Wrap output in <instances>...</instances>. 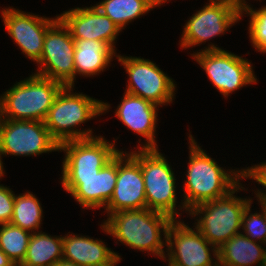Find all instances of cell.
Masks as SVG:
<instances>
[{"instance_id": "1f68e13d", "label": "cell", "mask_w": 266, "mask_h": 266, "mask_svg": "<svg viewBox=\"0 0 266 266\" xmlns=\"http://www.w3.org/2000/svg\"><path fill=\"white\" fill-rule=\"evenodd\" d=\"M153 3H154V6L155 8L159 9V8H162V6L164 5L165 6V3L166 5L169 4L170 2L173 3L171 0H152ZM176 1V0H175Z\"/></svg>"}, {"instance_id": "2e32d148", "label": "cell", "mask_w": 266, "mask_h": 266, "mask_svg": "<svg viewBox=\"0 0 266 266\" xmlns=\"http://www.w3.org/2000/svg\"><path fill=\"white\" fill-rule=\"evenodd\" d=\"M61 188L83 210H102L110 201L117 181V155L95 175L60 176Z\"/></svg>"}, {"instance_id": "277c9868", "label": "cell", "mask_w": 266, "mask_h": 266, "mask_svg": "<svg viewBox=\"0 0 266 266\" xmlns=\"http://www.w3.org/2000/svg\"><path fill=\"white\" fill-rule=\"evenodd\" d=\"M75 88V86H64L61 89L44 120L50 135L59 145L66 141L101 135L93 131V126L92 128L84 126L98 118L99 123L101 122L102 100L76 91Z\"/></svg>"}, {"instance_id": "e0dca14e", "label": "cell", "mask_w": 266, "mask_h": 266, "mask_svg": "<svg viewBox=\"0 0 266 266\" xmlns=\"http://www.w3.org/2000/svg\"><path fill=\"white\" fill-rule=\"evenodd\" d=\"M145 208L147 201L140 163L128 151H120L117 154L116 185L106 208L101 211L104 216L101 221L116 211Z\"/></svg>"}, {"instance_id": "9c48e42d", "label": "cell", "mask_w": 266, "mask_h": 266, "mask_svg": "<svg viewBox=\"0 0 266 266\" xmlns=\"http://www.w3.org/2000/svg\"><path fill=\"white\" fill-rule=\"evenodd\" d=\"M243 55L224 48L197 52L189 58L199 65L202 72L205 71L210 84L222 95V99H228L235 91L259 83L255 65L246 58V54Z\"/></svg>"}, {"instance_id": "52a82bcc", "label": "cell", "mask_w": 266, "mask_h": 266, "mask_svg": "<svg viewBox=\"0 0 266 266\" xmlns=\"http://www.w3.org/2000/svg\"><path fill=\"white\" fill-rule=\"evenodd\" d=\"M33 71L0 94V118L44 122L64 85Z\"/></svg>"}, {"instance_id": "d4e9b609", "label": "cell", "mask_w": 266, "mask_h": 266, "mask_svg": "<svg viewBox=\"0 0 266 266\" xmlns=\"http://www.w3.org/2000/svg\"><path fill=\"white\" fill-rule=\"evenodd\" d=\"M32 233L10 223L0 225V249L15 263L24 260Z\"/></svg>"}, {"instance_id": "7402d4cb", "label": "cell", "mask_w": 266, "mask_h": 266, "mask_svg": "<svg viewBox=\"0 0 266 266\" xmlns=\"http://www.w3.org/2000/svg\"><path fill=\"white\" fill-rule=\"evenodd\" d=\"M63 259L62 234L50 235L46 231L32 233L27 253L21 266H54Z\"/></svg>"}, {"instance_id": "4316f807", "label": "cell", "mask_w": 266, "mask_h": 266, "mask_svg": "<svg viewBox=\"0 0 266 266\" xmlns=\"http://www.w3.org/2000/svg\"><path fill=\"white\" fill-rule=\"evenodd\" d=\"M253 202L251 201L245 208L242 215L241 233L249 237L251 240L266 245V209L265 202L256 201L254 208ZM253 210V211H252Z\"/></svg>"}, {"instance_id": "7c38bea8", "label": "cell", "mask_w": 266, "mask_h": 266, "mask_svg": "<svg viewBox=\"0 0 266 266\" xmlns=\"http://www.w3.org/2000/svg\"><path fill=\"white\" fill-rule=\"evenodd\" d=\"M183 220H173L168 227L164 266H219L218 249Z\"/></svg>"}, {"instance_id": "44dd1931", "label": "cell", "mask_w": 266, "mask_h": 266, "mask_svg": "<svg viewBox=\"0 0 266 266\" xmlns=\"http://www.w3.org/2000/svg\"><path fill=\"white\" fill-rule=\"evenodd\" d=\"M266 245L239 233L218 248L219 266H263Z\"/></svg>"}, {"instance_id": "603a6c76", "label": "cell", "mask_w": 266, "mask_h": 266, "mask_svg": "<svg viewBox=\"0 0 266 266\" xmlns=\"http://www.w3.org/2000/svg\"><path fill=\"white\" fill-rule=\"evenodd\" d=\"M95 5L123 30L156 8L152 0H101Z\"/></svg>"}, {"instance_id": "d6986e66", "label": "cell", "mask_w": 266, "mask_h": 266, "mask_svg": "<svg viewBox=\"0 0 266 266\" xmlns=\"http://www.w3.org/2000/svg\"><path fill=\"white\" fill-rule=\"evenodd\" d=\"M65 233H62L63 259L67 261L79 266H117L123 261L118 252L108 247L106 240L82 233Z\"/></svg>"}, {"instance_id": "f546056e", "label": "cell", "mask_w": 266, "mask_h": 266, "mask_svg": "<svg viewBox=\"0 0 266 266\" xmlns=\"http://www.w3.org/2000/svg\"><path fill=\"white\" fill-rule=\"evenodd\" d=\"M230 1L235 5V7L239 11H241L242 9H246L249 6H251L252 3H255L253 1H256V3L259 2L260 5H261L262 2L264 3L263 0H252V3H251V0H230Z\"/></svg>"}, {"instance_id": "f1b7e54d", "label": "cell", "mask_w": 266, "mask_h": 266, "mask_svg": "<svg viewBox=\"0 0 266 266\" xmlns=\"http://www.w3.org/2000/svg\"><path fill=\"white\" fill-rule=\"evenodd\" d=\"M12 189L3 183L0 184V225L10 223L13 216L16 191Z\"/></svg>"}, {"instance_id": "d6a6232c", "label": "cell", "mask_w": 266, "mask_h": 266, "mask_svg": "<svg viewBox=\"0 0 266 266\" xmlns=\"http://www.w3.org/2000/svg\"><path fill=\"white\" fill-rule=\"evenodd\" d=\"M54 266H79L74 262L71 261H67L65 259H61L60 261H58Z\"/></svg>"}, {"instance_id": "5bb4252c", "label": "cell", "mask_w": 266, "mask_h": 266, "mask_svg": "<svg viewBox=\"0 0 266 266\" xmlns=\"http://www.w3.org/2000/svg\"><path fill=\"white\" fill-rule=\"evenodd\" d=\"M75 42L67 26L58 18L45 35L43 52L33 73L62 83L76 86L74 67Z\"/></svg>"}, {"instance_id": "cb8c5ba5", "label": "cell", "mask_w": 266, "mask_h": 266, "mask_svg": "<svg viewBox=\"0 0 266 266\" xmlns=\"http://www.w3.org/2000/svg\"><path fill=\"white\" fill-rule=\"evenodd\" d=\"M43 207L39 197L30 189H26L23 193H16L10 224L31 233L41 231L45 213Z\"/></svg>"}, {"instance_id": "8992f818", "label": "cell", "mask_w": 266, "mask_h": 266, "mask_svg": "<svg viewBox=\"0 0 266 266\" xmlns=\"http://www.w3.org/2000/svg\"><path fill=\"white\" fill-rule=\"evenodd\" d=\"M195 10L182 25L183 31L178 41L181 51L189 52L190 49L203 45L199 50L187 52L188 57H191L197 52L223 50V47H219L213 40L223 37L228 31L230 33V29L236 24L240 25V11L230 0H207Z\"/></svg>"}, {"instance_id": "9a60e30c", "label": "cell", "mask_w": 266, "mask_h": 266, "mask_svg": "<svg viewBox=\"0 0 266 266\" xmlns=\"http://www.w3.org/2000/svg\"><path fill=\"white\" fill-rule=\"evenodd\" d=\"M123 96V97H122ZM121 100L117 106H111L110 102L102 101V116L113 111L114 117L118 119L121 124L137 135L138 141L135 148L131 149H157L159 143L157 141V128L159 118V109L161 107L144 100L141 97L131 95L124 92ZM115 107V108H114ZM112 108H114L112 110ZM111 109V110H110ZM144 138V139H140Z\"/></svg>"}, {"instance_id": "ac0fdd59", "label": "cell", "mask_w": 266, "mask_h": 266, "mask_svg": "<svg viewBox=\"0 0 266 266\" xmlns=\"http://www.w3.org/2000/svg\"><path fill=\"white\" fill-rule=\"evenodd\" d=\"M58 17L67 26L73 39L103 41L119 53L116 44L122 31L95 4L75 6L62 11Z\"/></svg>"}, {"instance_id": "6da1fadb", "label": "cell", "mask_w": 266, "mask_h": 266, "mask_svg": "<svg viewBox=\"0 0 266 266\" xmlns=\"http://www.w3.org/2000/svg\"><path fill=\"white\" fill-rule=\"evenodd\" d=\"M188 127L189 132L186 133L188 160L184 163L187 167L183 169L185 171L183 174L179 173L181 178L183 177L180 182L181 196L189 211L198 204L225 196L242 181V176L241 167H224L217 162L216 158L198 142L197 136L190 131V126Z\"/></svg>"}, {"instance_id": "30bf717a", "label": "cell", "mask_w": 266, "mask_h": 266, "mask_svg": "<svg viewBox=\"0 0 266 266\" xmlns=\"http://www.w3.org/2000/svg\"><path fill=\"white\" fill-rule=\"evenodd\" d=\"M59 152V144L52 138L43 121L0 118V159L4 157H38Z\"/></svg>"}, {"instance_id": "ffe728a7", "label": "cell", "mask_w": 266, "mask_h": 266, "mask_svg": "<svg viewBox=\"0 0 266 266\" xmlns=\"http://www.w3.org/2000/svg\"><path fill=\"white\" fill-rule=\"evenodd\" d=\"M75 83L79 77L94 78L109 70L114 64L116 53L106 42L74 39ZM113 65H112V63ZM79 76V77H78ZM77 78V79H76Z\"/></svg>"}, {"instance_id": "83f0119b", "label": "cell", "mask_w": 266, "mask_h": 266, "mask_svg": "<svg viewBox=\"0 0 266 266\" xmlns=\"http://www.w3.org/2000/svg\"><path fill=\"white\" fill-rule=\"evenodd\" d=\"M241 176L243 182L244 180H248V182L250 181L248 184L250 186L252 183H256V186H253L254 188H249L248 190L252 192L251 196L253 200L266 202V160L263 162H258L257 164L253 163L251 166L248 165V167L246 165L244 167L241 166Z\"/></svg>"}, {"instance_id": "ba28073f", "label": "cell", "mask_w": 266, "mask_h": 266, "mask_svg": "<svg viewBox=\"0 0 266 266\" xmlns=\"http://www.w3.org/2000/svg\"><path fill=\"white\" fill-rule=\"evenodd\" d=\"M120 53L119 51L115 61L127 74L124 92L141 97L161 108L175 103L179 87L174 78L153 60Z\"/></svg>"}, {"instance_id": "5b68a950", "label": "cell", "mask_w": 266, "mask_h": 266, "mask_svg": "<svg viewBox=\"0 0 266 266\" xmlns=\"http://www.w3.org/2000/svg\"><path fill=\"white\" fill-rule=\"evenodd\" d=\"M246 185L241 181L225 196L198 204L185 216L192 220L191 224L217 249L234 235L241 233L243 212L253 201L250 195L245 197L241 194L242 191L246 195L250 194Z\"/></svg>"}, {"instance_id": "4dcf8cb0", "label": "cell", "mask_w": 266, "mask_h": 266, "mask_svg": "<svg viewBox=\"0 0 266 266\" xmlns=\"http://www.w3.org/2000/svg\"><path fill=\"white\" fill-rule=\"evenodd\" d=\"M0 266H15V263L0 249Z\"/></svg>"}, {"instance_id": "836d02e7", "label": "cell", "mask_w": 266, "mask_h": 266, "mask_svg": "<svg viewBox=\"0 0 266 266\" xmlns=\"http://www.w3.org/2000/svg\"><path fill=\"white\" fill-rule=\"evenodd\" d=\"M7 176L6 169L2 165L1 159H0V180H4V177Z\"/></svg>"}, {"instance_id": "484cf974", "label": "cell", "mask_w": 266, "mask_h": 266, "mask_svg": "<svg viewBox=\"0 0 266 266\" xmlns=\"http://www.w3.org/2000/svg\"><path fill=\"white\" fill-rule=\"evenodd\" d=\"M248 17L246 22L248 24L246 27L249 34V42L251 47L254 48L255 52L258 54H266V4L261 5L259 8L255 5H251L246 9L240 11V21L242 22L244 18Z\"/></svg>"}, {"instance_id": "4fadbf2b", "label": "cell", "mask_w": 266, "mask_h": 266, "mask_svg": "<svg viewBox=\"0 0 266 266\" xmlns=\"http://www.w3.org/2000/svg\"><path fill=\"white\" fill-rule=\"evenodd\" d=\"M6 5L0 7V18L3 22L4 31L16 44L23 56L33 62L34 65L40 60L43 52V44L47 29L59 18L34 14L27 10L17 9Z\"/></svg>"}, {"instance_id": "3957f363", "label": "cell", "mask_w": 266, "mask_h": 266, "mask_svg": "<svg viewBox=\"0 0 266 266\" xmlns=\"http://www.w3.org/2000/svg\"><path fill=\"white\" fill-rule=\"evenodd\" d=\"M128 149V152L140 163L147 208L163 213L172 220H181L184 214L188 216L189 211L180 195L182 194L179 187L181 185L178 184L181 179L177 177L179 171L172 167L169 157L162 153L160 148L130 149L129 147Z\"/></svg>"}, {"instance_id": "7a4b0ae2", "label": "cell", "mask_w": 266, "mask_h": 266, "mask_svg": "<svg viewBox=\"0 0 266 266\" xmlns=\"http://www.w3.org/2000/svg\"><path fill=\"white\" fill-rule=\"evenodd\" d=\"M105 219L98 224L105 236L112 237L115 247L121 244L163 262L167 230L173 221L169 216L145 208L116 211Z\"/></svg>"}, {"instance_id": "8fae6325", "label": "cell", "mask_w": 266, "mask_h": 266, "mask_svg": "<svg viewBox=\"0 0 266 266\" xmlns=\"http://www.w3.org/2000/svg\"><path fill=\"white\" fill-rule=\"evenodd\" d=\"M120 138L109 140L105 135L92 138L66 141L59 145V152L63 153L61 160V175L59 176H89L97 174L120 151L117 142Z\"/></svg>"}, {"instance_id": "e575fe53", "label": "cell", "mask_w": 266, "mask_h": 266, "mask_svg": "<svg viewBox=\"0 0 266 266\" xmlns=\"http://www.w3.org/2000/svg\"><path fill=\"white\" fill-rule=\"evenodd\" d=\"M263 266H266V252H265V258H264Z\"/></svg>"}]
</instances>
